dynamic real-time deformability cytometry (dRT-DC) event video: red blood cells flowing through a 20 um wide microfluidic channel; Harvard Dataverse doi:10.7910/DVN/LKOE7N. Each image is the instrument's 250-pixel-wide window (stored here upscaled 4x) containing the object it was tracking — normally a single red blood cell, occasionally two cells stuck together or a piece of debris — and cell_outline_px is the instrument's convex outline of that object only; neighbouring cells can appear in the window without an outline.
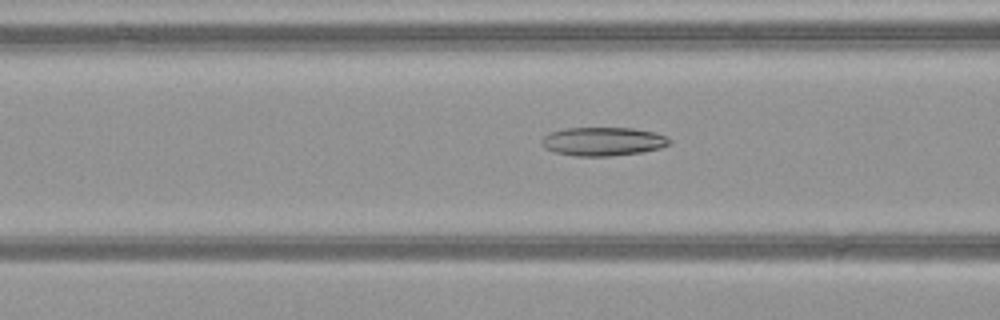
{"species": "common noctule bat (a hibernating species)", "species_latin": "Nyctalus noctula", "temperature_condition": "warm", "stored_images_in_passage": 42, "camera_frame_rate_fps": 3000, "um_per_image_px": 0.085, "animal": {"sex": "female", "body_mass_g": 21.9}, "frame": {"image": 1, "passage_image": 12, "time_ms": 3.667, "image_size_px": [1000, 320], "cell_outline_px": [[672, 144], [660, 148], [644, 152], [608, 156], [572, 156], [556, 152], [544, 148], [540, 144], [540, 140], [548, 132], [564, 128], [632, 128], [652, 132], [664, 136], [672, 140]], "centroid_in_image_um": [51.22, 12.03], "position_along_channel_um": 115.4, "area_um2": 21.5}}
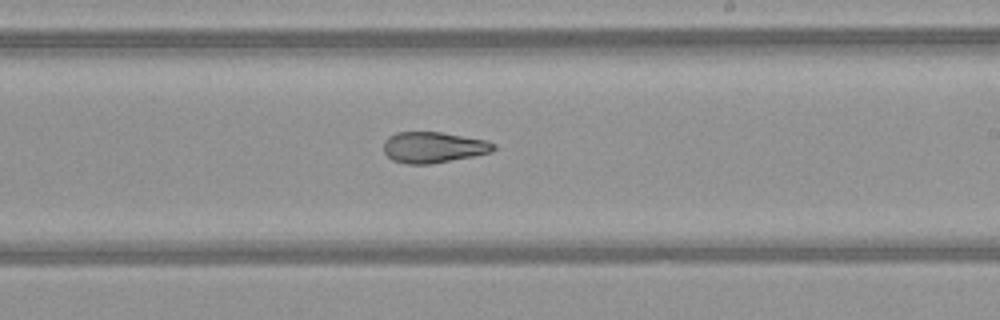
{"frame": {"image": 2, "passage_image": 22, "time_ms": 7.0, "image_size_px": [1000, 320], "cell_outline_px": [[496, 148], [492, 152], [472, 156], [428, 164], [408, 164], [392, 160], [384, 152], [384, 140], [388, 136], [396, 132], [440, 132], [488, 140], [496, 144]], "centroid_in_image_um": [36.84, 12.51], "position_along_channel_um": 252.2, "area_um2": 19.83}}
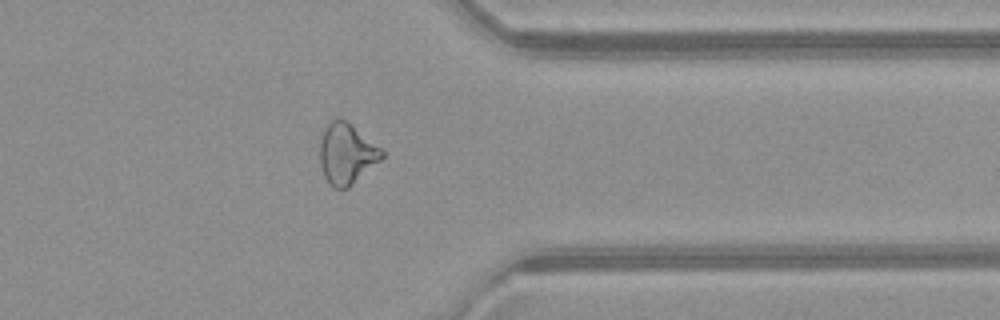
{"frame": {"image": 3, "passage_image": 32, "time_ms": 10.333, "image_size_px": [1000, 320], "cell_outline_px": [[384, 156], [380, 160], [348, 188], [332, 188], [328, 184], [324, 176], [320, 164], [320, 140], [324, 128], [336, 116], [340, 116], [380, 148], [384, 152]], "centroid_in_image_um": [29.42, 13.07], "position_along_channel_um": 382.0, "area_um2": 21.73}, "authors_computed_cell_mechanics": {"area_um2": 21.7906, "velocity_mm_per_s": 4.1015, "shape_relaxation_time_tau1_ms": null, "shape_relaxation_time_tau2_ms": 3.0892, "deformation_change_tau1": null, "deformation_change_tau2": 0.1219}}